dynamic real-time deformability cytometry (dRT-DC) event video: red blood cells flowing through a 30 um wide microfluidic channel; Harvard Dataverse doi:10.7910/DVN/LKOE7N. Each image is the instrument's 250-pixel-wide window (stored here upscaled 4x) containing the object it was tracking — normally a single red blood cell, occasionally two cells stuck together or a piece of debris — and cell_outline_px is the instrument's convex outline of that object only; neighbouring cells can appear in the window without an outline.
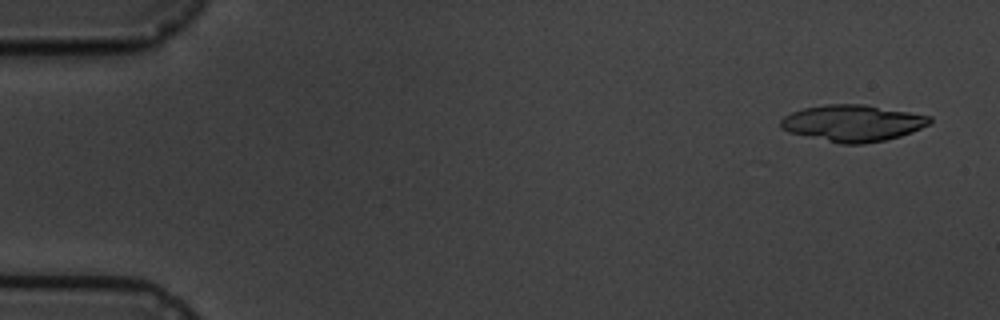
{"species": "common noctule bat (a hibernating species)", "species_latin": "Nyctalus noctula", "temperature_condition": "cold", "stored_images_in_passage": 11, "camera_frame_rate_fps": 3000, "um_per_image_px": 0.085, "animal": {"sex": "male", "body_mass_g": 19.5, "forearm_length_mm": 54.6}, "frame": {"image": 1, "passage_image": 1, "time_ms": 0.0, "image_size_px": [1000, 320], "cell_outline_px": [[932, 120], [928, 124], [912, 132], [900, 136], [884, 140], [864, 144], [840, 144], [788, 132], [780, 128], [780, 120], [784, 116], [792, 112], [804, 108], [828, 104], [864, 104], [932, 116]], "centroid_in_image_um": [72.46, 10.47], "position_along_channel_um": 12.5, "area_um2": 31.73}}
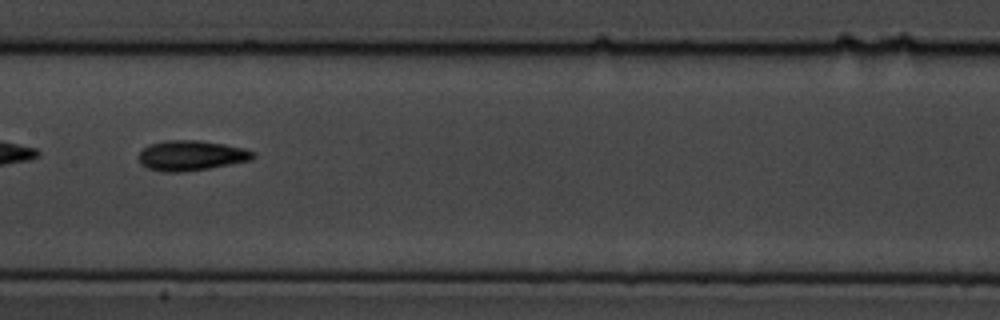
{"frame": {"image": 2, "passage_image": 8, "time_ms": 8.667, "image_size_px": [1000, 320], "cell_outline_px": [[256, 156], [248, 160], [208, 168], [180, 172], [164, 172], [148, 168], [140, 164], [140, 152], [148, 144], [164, 140], [200, 140], [224, 144], [244, 148], [256, 152]], "centroid_in_image_um": [16.23, 13.2], "position_along_channel_um": 191.2, "area_um2": 19.94}}
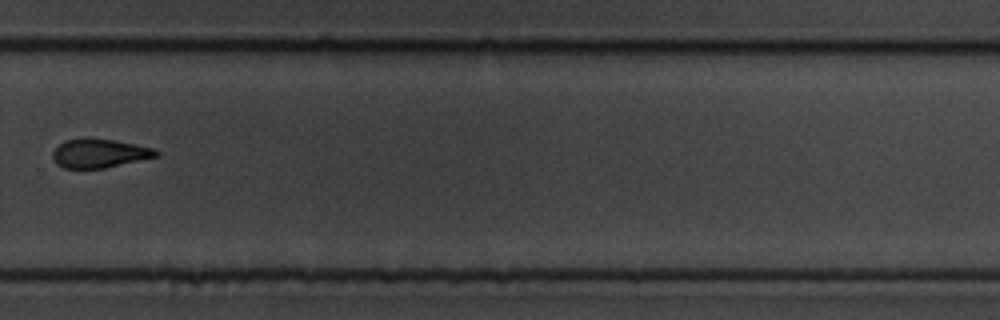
{"frame": {"image": 3, "passage_image": 11, "time_ms": 12.333, "image_size_px": [1000, 320], "cell_outline_px": [[160, 156], [104, 168], [64, 168], [56, 164], [52, 160], [52, 152], [64, 140], [112, 140], [156, 148], [160, 152]], "centroid_in_image_um": [8.49, 13.06], "position_along_channel_um": 321.3, "area_um2": 17.05}}